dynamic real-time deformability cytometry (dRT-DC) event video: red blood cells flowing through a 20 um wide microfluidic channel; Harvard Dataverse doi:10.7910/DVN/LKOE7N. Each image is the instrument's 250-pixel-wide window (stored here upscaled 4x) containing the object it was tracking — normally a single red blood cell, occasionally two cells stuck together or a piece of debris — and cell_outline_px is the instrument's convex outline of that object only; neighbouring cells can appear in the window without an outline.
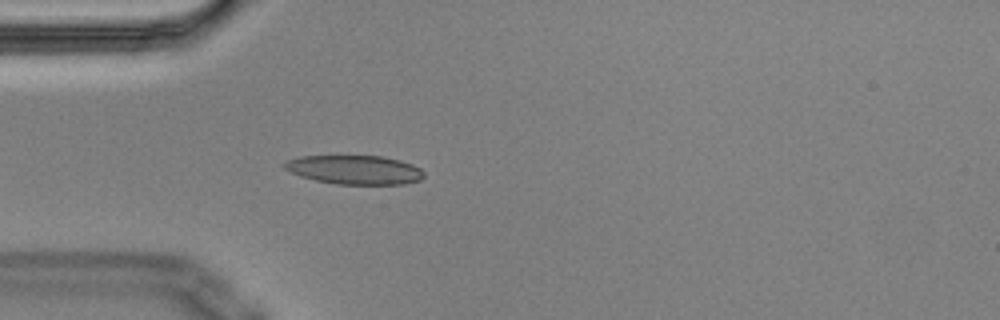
{"species": "Egyptian fruit bat (a non-hibernating species)", "species_latin": "Rousettus aegyptiacus", "temperature_condition": "cold", "stored_images_in_passage": 4, "camera_frame_rate_fps": 3000, "um_per_image_px": 0.085, "animal": {"sex": "male"}, "frame": {"image": 1, "passage_image": 4, "time_ms": 1.0, "image_size_px": [1000, 320], "cell_outline_px": [[424, 176], [420, 180], [404, 184], [336, 184], [316, 180], [300, 176], [284, 168], [284, 160], [300, 156], [380, 156], [400, 160], [412, 164], [420, 168], [424, 172]], "centroid_in_image_um": [30.15, 14.43], "position_along_channel_um": 54.9, "area_um2": 23.52}}